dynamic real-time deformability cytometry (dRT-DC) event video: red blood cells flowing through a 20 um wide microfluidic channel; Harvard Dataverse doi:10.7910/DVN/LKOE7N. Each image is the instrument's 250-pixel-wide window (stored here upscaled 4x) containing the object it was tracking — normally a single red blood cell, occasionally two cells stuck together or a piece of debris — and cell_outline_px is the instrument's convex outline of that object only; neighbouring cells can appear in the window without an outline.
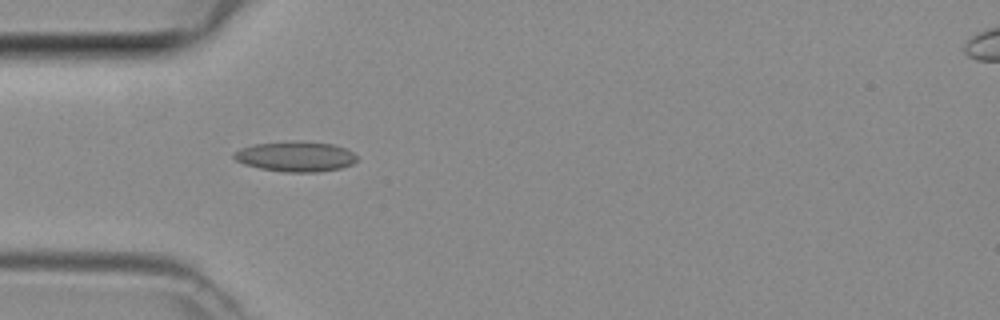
{"species": "common noctule bat (a hibernating species)", "species_latin": "Nyctalus noctula", "temperature_condition": "room temperature", "stored_images_in_passage": 35, "camera_frame_rate_fps": 3000, "um_per_image_px": 0.085, "animal": {"sex": "female", "body_mass_g": 29.2, "forearm_length_mm": 56.3}, "frame": {"image": 1, "passage_image": 4, "time_ms": 1.0, "image_size_px": [1000, 320], "cell_outline_px": [[356, 160], [352, 164], [340, 168], [320, 172], [284, 172], [260, 168], [244, 164], [236, 160], [232, 156], [240, 148], [256, 144], [332, 144], [344, 148], [352, 152], [356, 156]], "centroid_in_image_um": [25.12, 13.36], "position_along_channel_um": 59.9, "area_um2": 20.46}}
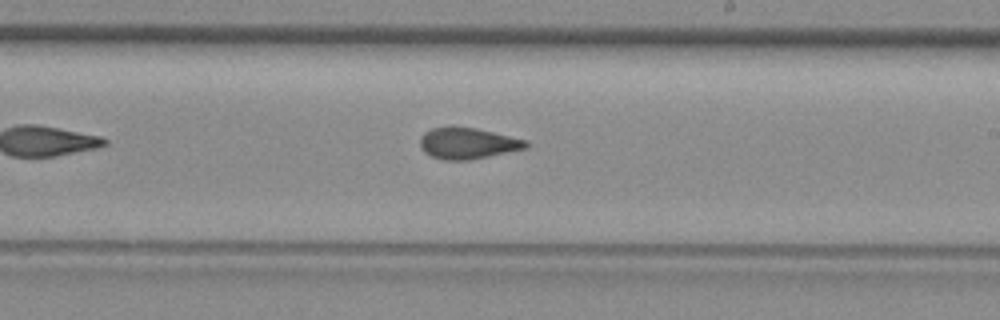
{"frame": {"image": 2, "passage_image": 17, "time_ms": 5.333, "image_size_px": [1000, 320], "cell_outline_px": [[528, 148], [468, 160], [444, 160], [432, 156], [424, 152], [420, 144], [420, 136], [424, 132], [432, 128], [476, 128], [528, 140]], "centroid_in_image_um": [39.77, 12.19], "position_along_channel_um": 249.2, "area_um2": 18.96}}
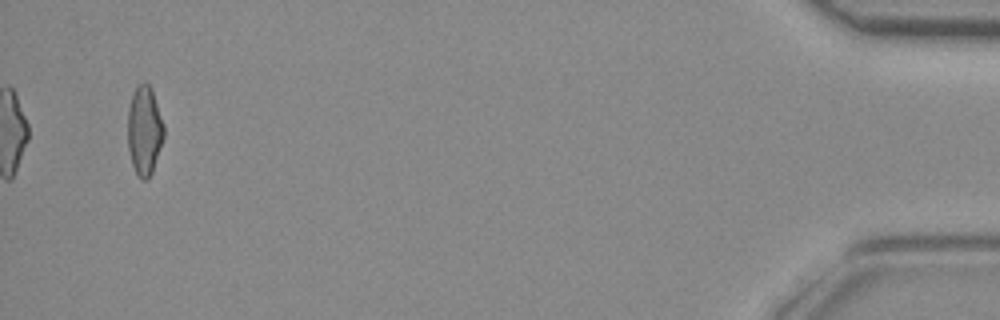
{"frame": {"image": 3, "passage_image": 35, "time_ms": 11.333, "image_size_px": [1000, 320], "cell_outline_px": [[164, 136], [152, 172], [148, 180], [140, 180], [136, 176], [132, 164], [128, 148], [128, 108], [132, 92], [144, 80], [152, 88], [164, 124]], "centroid_in_image_um": [12.27, 11.1], "position_along_channel_um": 422.9, "area_um2": 19.02}}